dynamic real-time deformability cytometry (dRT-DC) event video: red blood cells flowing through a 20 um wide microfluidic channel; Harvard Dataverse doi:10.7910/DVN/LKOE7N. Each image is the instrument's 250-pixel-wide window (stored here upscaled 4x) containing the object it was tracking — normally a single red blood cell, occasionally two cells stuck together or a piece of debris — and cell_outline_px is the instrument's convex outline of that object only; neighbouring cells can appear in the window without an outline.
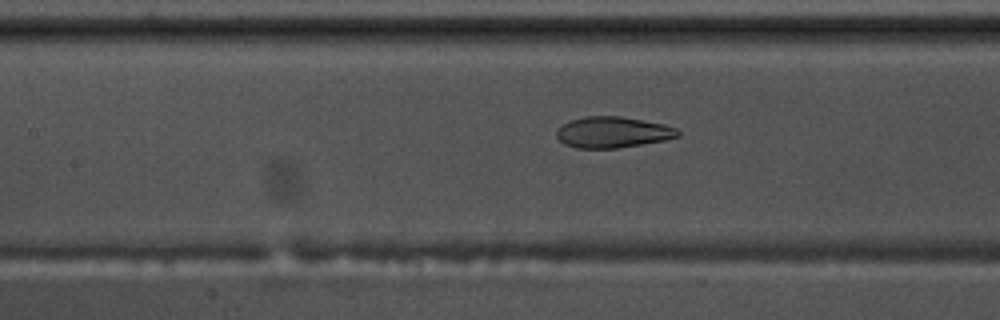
{"species": "common noctule bat (a hibernating species)", "species_latin": "Nyctalus noctula", "temperature_condition": "warm", "stored_images_in_passage": 58, "camera_frame_rate_fps": 3000, "um_per_image_px": 0.085, "animal": {"sex": "male", "body_mass_g": 17.5, "forearm_length_mm": 52.3}, "frame": {"image": 1, "passage_image": 27, "time_ms": 8.667, "image_size_px": [1000, 320], "cell_outline_px": [[680, 136], [664, 140], [616, 148], [576, 148], [564, 144], [556, 136], [556, 132], [564, 124], [572, 120], [584, 116], [620, 116], [664, 124], [676, 128], [680, 132]], "centroid_in_image_um": [52.09, 11.24], "position_along_channel_um": 155.3, "area_um2": 21.73}}
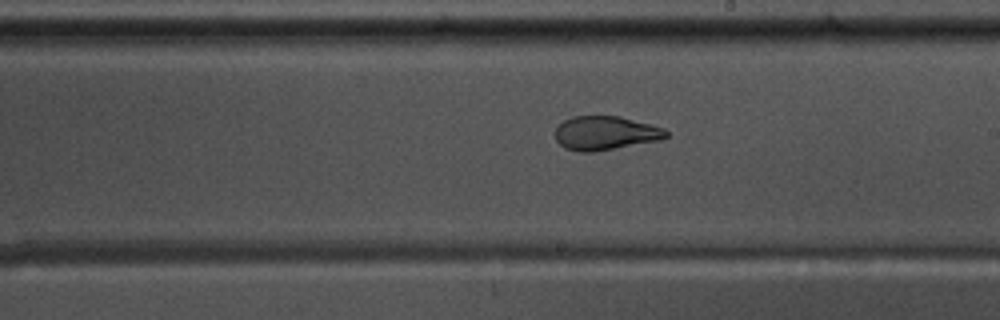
{"frame": {"image": 2, "passage_image": 34, "time_ms": 11.0, "image_size_px": [1000, 320], "cell_outline_px": [[668, 136], [660, 140], [592, 152], [580, 152], [564, 148], [556, 140], [556, 128], [564, 120], [572, 116], [620, 116], [664, 128], [668, 132]], "centroid_in_image_um": [51.45, 11.31], "position_along_channel_um": 237.6, "area_um2": 21.79}}
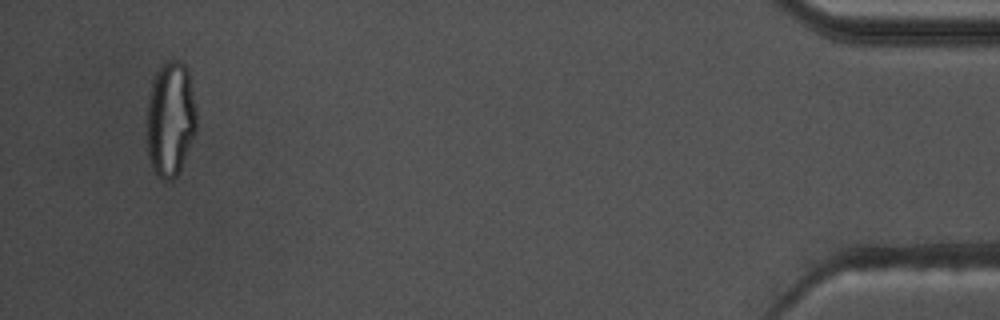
{"frame": {"image": 3, "passage_image": 56, "time_ms": 18.333, "image_size_px": [1000, 320], "cell_outline_px": [[196, 132], [180, 168], [176, 176], [172, 180], [164, 180], [156, 176], [152, 168], [148, 156], [148, 100], [152, 80], [156, 72], [168, 60], [176, 60], [184, 64], [188, 68], [196, 108]], "centroid_in_image_um": [14.5, 10.12], "position_along_channel_um": 420.7, "area_um2": 33.23}, "authors_computed_cell_mechanics": {"area_um2": 24.0159, "velocity_mm_per_s": 3.5432, "shape_relaxation_time_tau1_ms": null, "shape_relaxation_time_tau2_ms": 1.171, "deformation_change_tau1": null, "deformation_change_tau2": 0.0704}}